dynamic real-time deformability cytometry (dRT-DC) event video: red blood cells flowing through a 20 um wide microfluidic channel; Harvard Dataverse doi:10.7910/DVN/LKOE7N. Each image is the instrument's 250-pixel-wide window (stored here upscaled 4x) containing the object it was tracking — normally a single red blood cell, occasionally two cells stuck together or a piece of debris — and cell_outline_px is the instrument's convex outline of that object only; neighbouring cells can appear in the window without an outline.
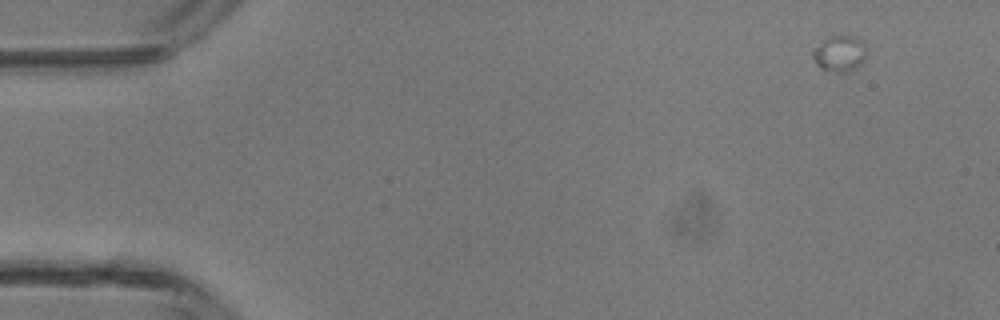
{"species": "common noctule bat (a hibernating species)", "species_latin": "Nyctalus noctula", "temperature_condition": "room temperature", "stored_images_in_passage": 9, "camera_frame_rate_fps": 3000, "um_per_image_px": 0.085, "animal": {"sex": "male", "body_mass_g": 13.3}, "frame": {"image": 1, "passage_image": 1, "time_ms": 0.0, "image_size_px": [1000, 320], "cell_outline_px": [[864, 60], [856, 68], [848, 72], [836, 72], [820, 68], [816, 64], [812, 56], [812, 48], [824, 40], [832, 36], [856, 36], [864, 44]], "centroid_in_image_um": [71.33, 4.56], "position_along_channel_um": 13.7, "area_um2": 11.16}}